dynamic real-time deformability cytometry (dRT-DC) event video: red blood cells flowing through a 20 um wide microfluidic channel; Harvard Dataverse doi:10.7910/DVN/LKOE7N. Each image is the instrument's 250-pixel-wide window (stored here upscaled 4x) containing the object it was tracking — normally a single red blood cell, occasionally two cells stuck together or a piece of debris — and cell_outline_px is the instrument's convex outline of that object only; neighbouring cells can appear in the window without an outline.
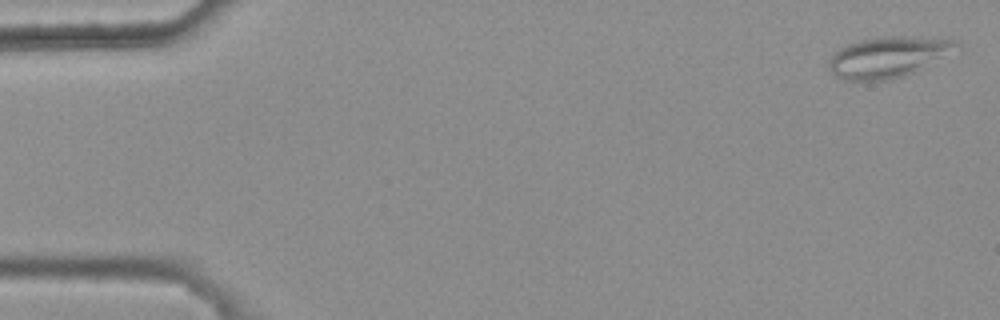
{"species": "common noctule bat (a hibernating species)", "species_latin": "Nyctalus noctula", "temperature_condition": "warm", "stored_images_in_passage": 5, "camera_frame_rate_fps": 3000, "um_per_image_px": 0.085, "animal": {"sex": "female", "body_mass_g": 25.1}, "frame": {"image": 1, "passage_image": 1, "time_ms": 0.0, "image_size_px": [1000, 320], "cell_outline_px": [[960, 44], [916, 72], [892, 80], [844, 80], [836, 76], [828, 68], [828, 60], [840, 48], [848, 44], [860, 40], [880, 36], [952, 36], [960, 40]], "centroid_in_image_um": [75.52, 4.81], "position_along_channel_um": 9.5, "area_um2": 30.63}}